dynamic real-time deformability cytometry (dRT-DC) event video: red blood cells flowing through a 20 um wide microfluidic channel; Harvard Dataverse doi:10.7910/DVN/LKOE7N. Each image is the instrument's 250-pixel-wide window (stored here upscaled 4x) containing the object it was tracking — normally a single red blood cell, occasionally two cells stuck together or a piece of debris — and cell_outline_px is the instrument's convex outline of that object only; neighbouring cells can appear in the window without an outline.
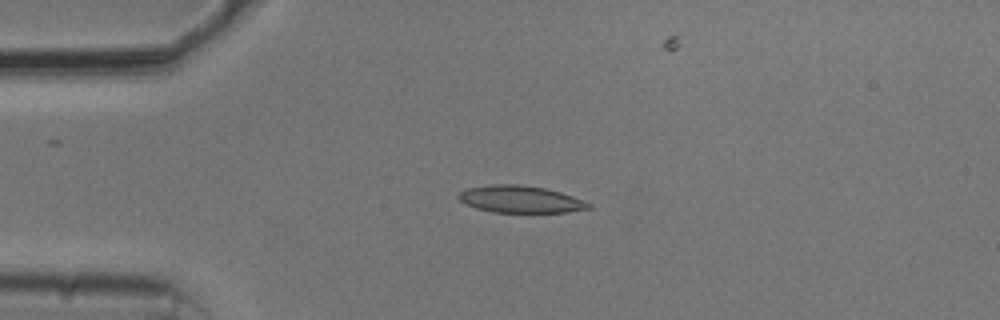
{"species": "common noctule bat (a hibernating species)", "species_latin": "Nyctalus noctula", "temperature_condition": "cold", "stored_images_in_passage": 7, "camera_frame_rate_fps": 3000, "um_per_image_px": 0.085, "animal": {"sex": "male", "body_mass_g": 20.5, "forearm_length_mm": 52.5}, "frame": {"image": 1, "passage_image": 1, "time_ms": 0.0, "image_size_px": [1000, 320], "cell_outline_px": [[592, 208], [568, 212], [492, 212], [476, 208], [464, 204], [456, 196], [460, 192], [468, 188], [492, 184], [516, 184], [544, 188], [560, 192], [572, 196], [592, 204]], "centroid_in_image_um": [44.22, 16.94], "position_along_channel_um": 40.8, "area_um2": 20.46}}
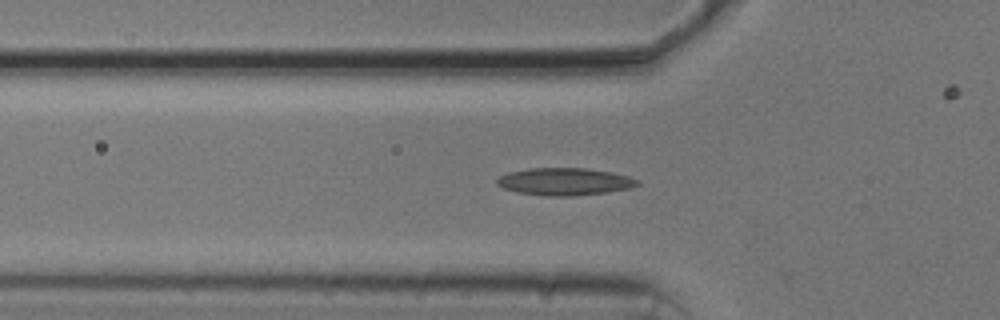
{"frame": {"image": 2, "passage_image": 6, "time_ms": 1.667, "image_size_px": [1000, 320], "cell_outline_px": [[640, 184], [628, 188], [604, 192], [572, 196], [548, 196], [516, 192], [504, 188], [496, 184], [496, 180], [500, 176], [508, 172], [532, 168], [584, 168], [612, 172], [628, 176], [640, 180]], "centroid_in_image_um": [47.98, 15.43], "position_along_channel_um": 77.8, "area_um2": 22.25}}